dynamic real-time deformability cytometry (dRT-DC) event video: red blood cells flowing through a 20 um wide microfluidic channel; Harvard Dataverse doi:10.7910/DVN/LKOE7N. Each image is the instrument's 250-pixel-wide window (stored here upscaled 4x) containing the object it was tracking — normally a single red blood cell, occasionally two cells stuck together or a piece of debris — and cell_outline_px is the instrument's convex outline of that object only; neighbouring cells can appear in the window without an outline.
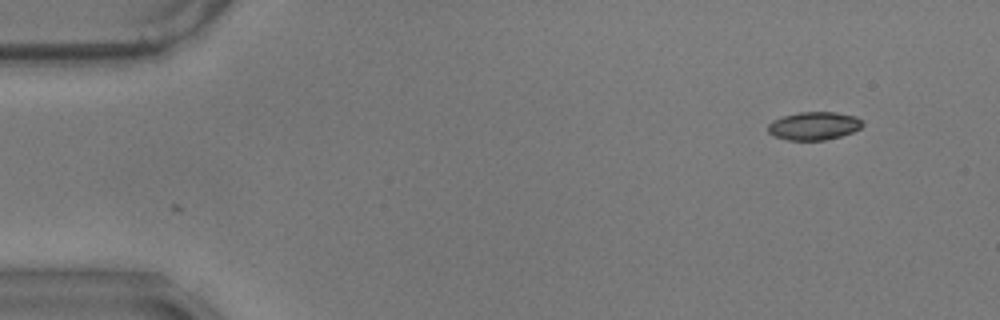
{"species": "common noctule bat (a hibernating species)", "species_latin": "Nyctalus noctula", "temperature_condition": "warm", "stored_images_in_passage": 2, "camera_frame_rate_fps": 3000, "um_per_image_px": 0.085, "animal": {"sex": "male", "body_mass_g": 17.9}, "frame": {"image": 1, "passage_image": 1, "time_ms": 0.0, "image_size_px": [1000, 320], "cell_outline_px": [[864, 124], [860, 128], [852, 132], [840, 136], [824, 140], [788, 140], [772, 136], [768, 132], [768, 124], [772, 120], [784, 116], [800, 112], [836, 112], [856, 116], [864, 120]], "centroid_in_image_um": [69.19, 10.69], "position_along_channel_um": 15.8, "area_um2": 15.61}}